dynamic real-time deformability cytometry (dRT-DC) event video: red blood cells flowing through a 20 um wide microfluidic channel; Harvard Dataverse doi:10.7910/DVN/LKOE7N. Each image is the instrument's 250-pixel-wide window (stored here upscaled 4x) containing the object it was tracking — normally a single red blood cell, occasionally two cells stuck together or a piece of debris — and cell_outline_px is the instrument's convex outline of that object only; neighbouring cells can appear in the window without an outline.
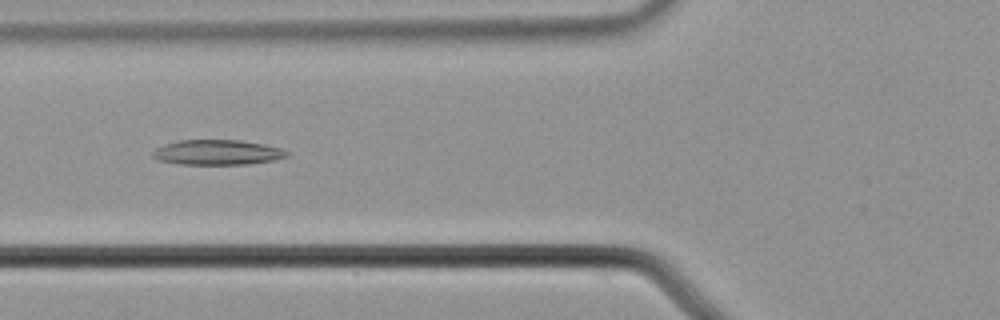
{"species": "common noctule bat (a hibernating species)", "species_latin": "Nyctalus noctula", "temperature_condition": "cold", "stored_images_in_passage": 47, "camera_frame_rate_fps": 3000, "um_per_image_px": 0.085, "animal": {"sex": "male", "body_mass_g": 21.5, "forearm_length_mm": 52.0}, "frame": {"image": 1, "passage_image": 13, "time_ms": 4.0, "image_size_px": [1000, 320], "cell_outline_px": [[288, 156], [272, 160], [248, 164], [180, 164], [160, 160], [152, 156], [152, 152], [156, 148], [164, 144], [180, 140], [240, 140], [264, 144], [280, 148], [288, 152]], "centroid_in_image_um": [18.46, 12.94], "position_along_channel_um": 107.3, "area_um2": 19.42}}
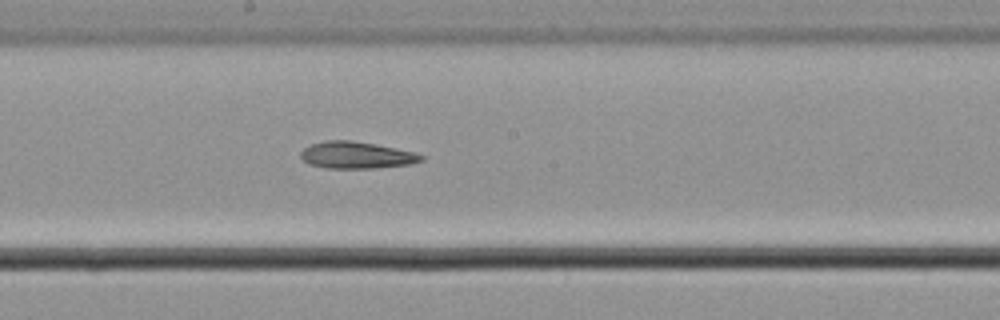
{"frame": {"image": 2, "passage_image": 22, "time_ms": 7.0, "image_size_px": [1000, 320], "cell_outline_px": [[424, 160], [412, 164], [376, 168], [324, 168], [308, 164], [300, 156], [300, 152], [304, 148], [312, 144], [324, 140], [352, 140], [376, 144], [416, 152], [424, 156]], "centroid_in_image_um": [30.31, 13.18], "position_along_channel_um": 217.9, "area_um2": 19.07}}
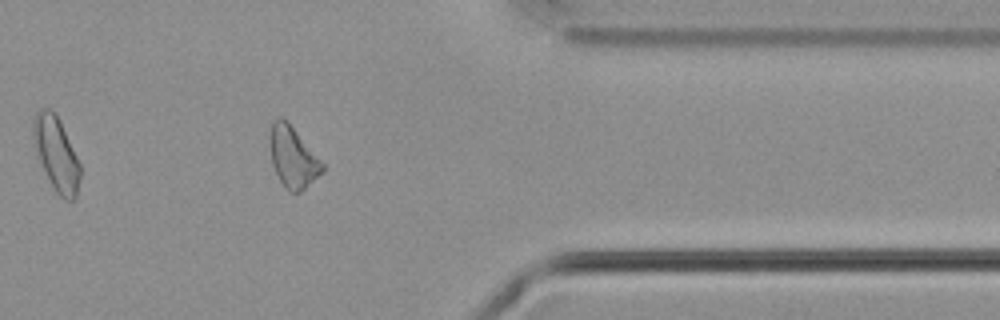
{"frame": {"image": 3, "passage_image": 37, "time_ms": 12.0, "image_size_px": [1000, 320], "cell_outline_px": [[324, 172], [300, 192], [288, 192], [284, 188], [272, 164], [268, 140], [268, 136], [272, 120], [280, 116], [288, 120], [324, 164]], "centroid_in_image_um": [24.87, 13.32], "position_along_channel_um": 386.5, "area_um2": 19.07}, "authors_computed_cell_mechanics": {"area_um2": 19.4208, "velocity_mm_per_s": 3.685, "shape_relaxation_time_tau1_ms": 6.3803, "shape_relaxation_time_tau2_ms": 4.5183, "deformation_change_tau1": 0.1107, "deformation_change_tau2": 0.1433}}